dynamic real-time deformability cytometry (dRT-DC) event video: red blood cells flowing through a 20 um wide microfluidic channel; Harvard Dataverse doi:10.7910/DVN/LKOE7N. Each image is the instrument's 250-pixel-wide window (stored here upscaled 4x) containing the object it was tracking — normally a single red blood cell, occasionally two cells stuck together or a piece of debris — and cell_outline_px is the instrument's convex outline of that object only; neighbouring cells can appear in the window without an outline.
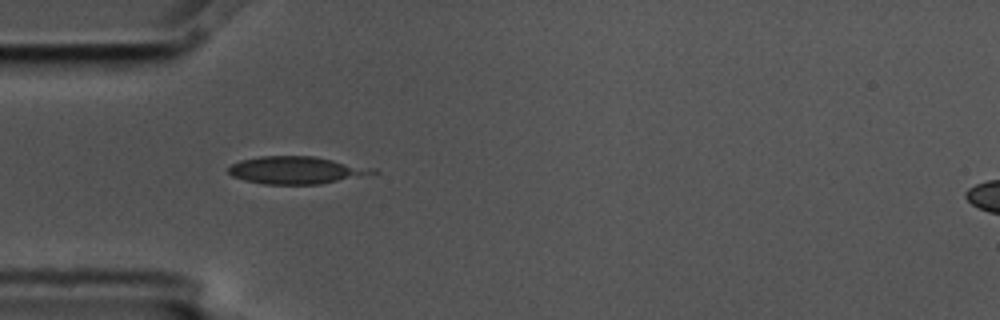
{"species": "common noctule bat (a hibernating species)", "species_latin": "Nyctalus noctula", "temperature_condition": "cold", "stored_images_in_passage": 3, "camera_frame_rate_fps": 3000, "um_per_image_px": 0.085, "animal": {"sex": "male", "body_mass_g": 17.5, "forearm_length_mm": 52.3}, "frame": {"image": 1, "passage_image": 1, "time_ms": 0.0, "image_size_px": [1000, 320], "cell_outline_px": [[380, 172], [320, 184], [264, 184], [244, 180], [232, 176], [228, 172], [228, 168], [232, 164], [240, 160], [260, 156], [312, 156], [376, 168]], "centroid_in_image_um": [25.16, 14.46], "position_along_channel_um": 59.8, "area_um2": 22.95}}